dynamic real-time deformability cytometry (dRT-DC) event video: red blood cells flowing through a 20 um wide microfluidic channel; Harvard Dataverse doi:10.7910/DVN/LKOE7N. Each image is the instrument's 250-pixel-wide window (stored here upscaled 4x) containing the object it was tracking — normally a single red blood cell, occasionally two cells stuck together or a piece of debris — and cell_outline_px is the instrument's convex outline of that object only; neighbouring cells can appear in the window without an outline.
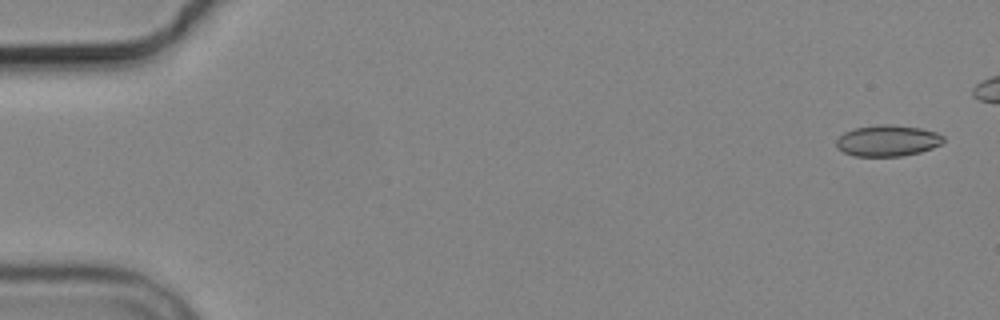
{"species": "common noctule bat (a hibernating species)", "species_latin": "Nyctalus noctula", "temperature_condition": "cold", "stored_images_in_passage": 8, "camera_frame_rate_fps": 3000, "um_per_image_px": 0.085, "animal": {"sex": "male", "body_mass_g": 19.2, "forearm_length_mm": 51.8}, "frame": {"image": 1, "passage_image": 1, "time_ms": 0.0, "image_size_px": [1000, 320], "cell_outline_px": [[944, 140], [940, 144], [932, 148], [920, 152], [900, 156], [856, 156], [844, 152], [836, 148], [836, 140], [844, 132], [856, 128], [880, 124], [892, 124], [920, 128], [936, 132], [944, 136]], "centroid_in_image_um": [75.44, 11.95], "position_along_channel_um": 9.6, "area_um2": 19.42}}
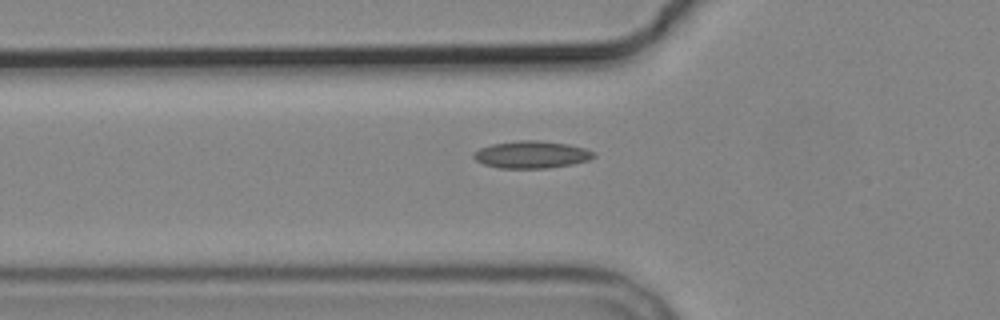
{"frame": {"image": 2, "passage_image": 7, "time_ms": 8.0, "image_size_px": [1000, 320], "cell_outline_px": [[596, 156], [588, 160], [572, 164], [548, 168], [500, 168], [484, 164], [476, 160], [472, 156], [472, 152], [480, 148], [492, 144], [516, 140], [536, 140], [568, 144], [584, 148], [596, 152]], "centroid_in_image_um": [45.17, 13.13], "position_along_channel_um": 80.6, "area_um2": 19.13}}
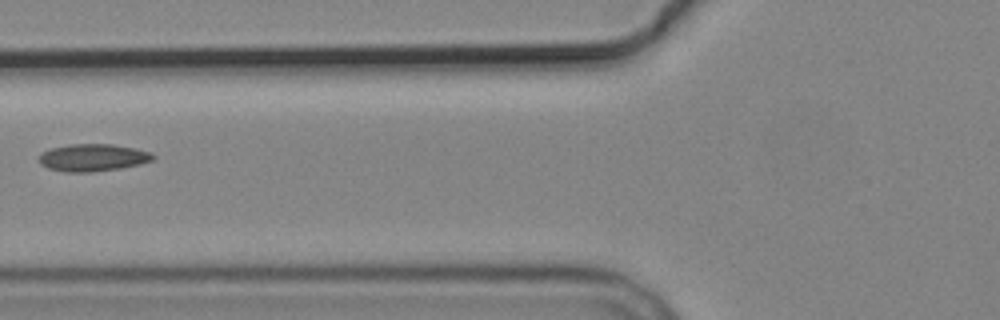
{"frame": {"image": 3, "passage_image": 8, "time_ms": 9.0, "image_size_px": [1000, 320], "cell_outline_px": [[156, 156], [152, 160], [140, 164], [120, 168], [92, 172], [64, 172], [48, 168], [40, 164], [40, 152], [52, 148], [72, 144], [112, 144], [136, 148], [152, 152]], "centroid_in_image_um": [7.91, 13.39], "position_along_channel_um": 117.9, "area_um2": 18.21}}